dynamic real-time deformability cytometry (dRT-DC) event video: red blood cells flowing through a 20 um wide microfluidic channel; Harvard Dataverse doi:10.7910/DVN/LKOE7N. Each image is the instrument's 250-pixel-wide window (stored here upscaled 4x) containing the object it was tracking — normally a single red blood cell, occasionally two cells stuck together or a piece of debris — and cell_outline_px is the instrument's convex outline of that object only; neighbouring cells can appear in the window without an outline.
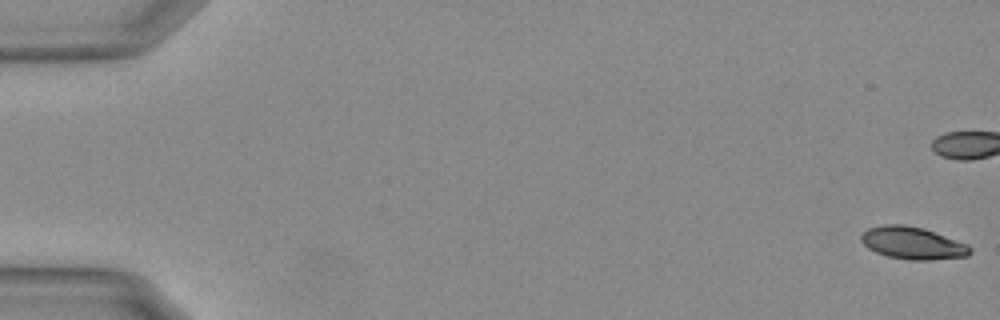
{"species": "Egyptian fruit bat (a non-hibernating species)", "species_latin": "Rousettus aegyptiacus", "temperature_condition": "warm", "stored_images_in_passage": 45, "camera_frame_rate_fps": 3000, "um_per_image_px": 0.085, "animal": {"sex": "female"}, "frame": {"image": 1, "passage_image": 1, "time_ms": 0.0, "image_size_px": [1000, 320], "cell_outline_px": [[972, 252], [968, 256], [932, 260], [908, 260], [888, 256], [876, 252], [868, 248], [860, 240], [860, 236], [868, 228], [884, 224], [904, 224], [924, 228], [968, 244], [972, 248]], "centroid_in_image_um": [77.59, 20.66], "position_along_channel_um": 7.4, "area_um2": 20.69}}